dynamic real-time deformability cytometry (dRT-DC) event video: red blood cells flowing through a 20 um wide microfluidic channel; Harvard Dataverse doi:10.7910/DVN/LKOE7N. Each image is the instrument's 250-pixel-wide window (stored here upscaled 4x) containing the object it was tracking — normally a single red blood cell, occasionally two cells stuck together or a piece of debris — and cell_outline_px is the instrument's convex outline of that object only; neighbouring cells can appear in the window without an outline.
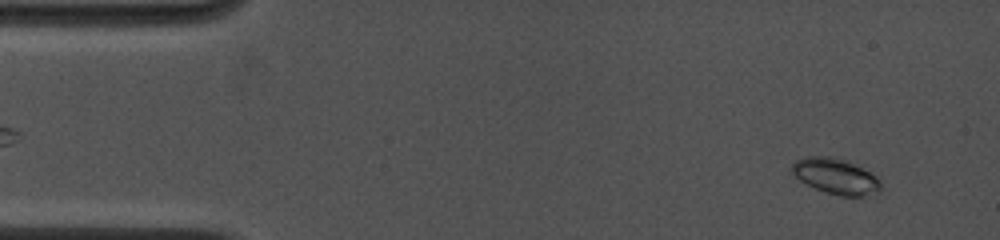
{"species": "common noctule bat (a hibernating species)", "species_latin": "Nyctalus noctula", "temperature_condition": "cold", "stored_images_in_passage": 64, "camera_frame_rate_fps": 4500, "um_per_image_px": 0.085, "animal": {"sex": "female", "body_mass_g": 19.0, "forearm_length_mm": 53.3}, "frame": {"image": 1, "passage_image": 3, "time_ms": 0.444, "image_size_px": [1000, 240], "cell_outline_px": [[880, 192], [860, 196], [840, 196], [816, 188], [800, 180], [792, 172], [792, 164], [796, 160], [804, 156], [828, 156], [848, 160], [876, 176], [880, 180]], "centroid_in_image_um": [71.05, 14.96], "position_along_channel_um": 14.0, "area_um2": 18.26}}
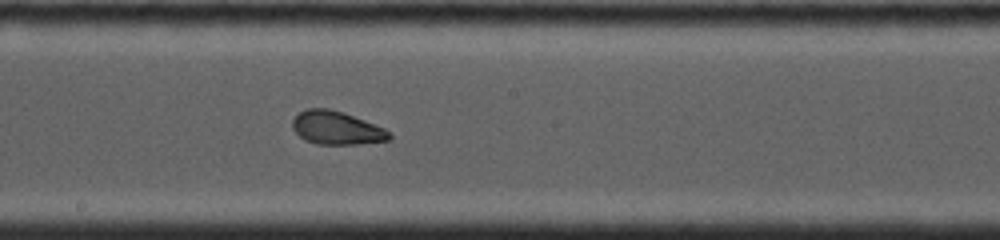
{"frame": {"image": 2, "passage_image": 34, "time_ms": 7.333, "image_size_px": [1000, 240], "cell_outline_px": [[392, 140], [356, 144], [316, 144], [304, 140], [292, 128], [292, 120], [300, 112], [308, 108], [328, 108], [344, 112], [384, 128], [392, 136]], "centroid_in_image_um": [28.6, 10.88], "position_along_channel_um": 219.6, "area_um2": 18.79}}
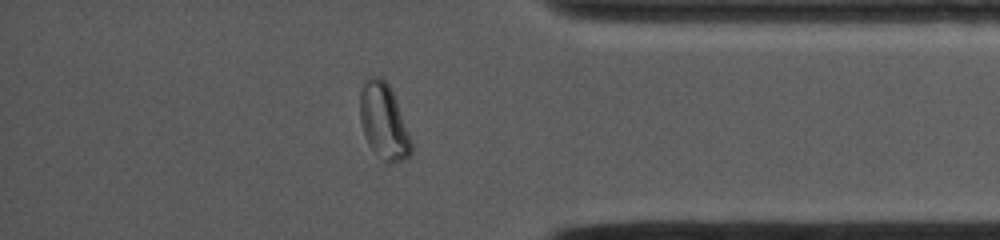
{"frame": {"image": 3, "passage_image": 55, "time_ms": 12.0, "image_size_px": [1000, 240], "cell_outline_px": [[412, 156], [404, 160], [392, 164], [388, 164], [368, 144], [360, 120], [360, 92], [368, 76], [380, 76], [388, 84], [392, 92], [412, 144]], "centroid_in_image_um": [32.61, 10.35], "position_along_channel_um": 402.6, "area_um2": 22.14}, "authors_computed_cell_mechanics": {"area_um2": 19.1318, "velocity_mm_per_s": 4.0961, "shape_relaxation_time_tau1_ms": null, "shape_relaxation_time_tau2_ms": 1.104, "deformation_change_tau1": null, "deformation_change_tau2": 0.0589}}